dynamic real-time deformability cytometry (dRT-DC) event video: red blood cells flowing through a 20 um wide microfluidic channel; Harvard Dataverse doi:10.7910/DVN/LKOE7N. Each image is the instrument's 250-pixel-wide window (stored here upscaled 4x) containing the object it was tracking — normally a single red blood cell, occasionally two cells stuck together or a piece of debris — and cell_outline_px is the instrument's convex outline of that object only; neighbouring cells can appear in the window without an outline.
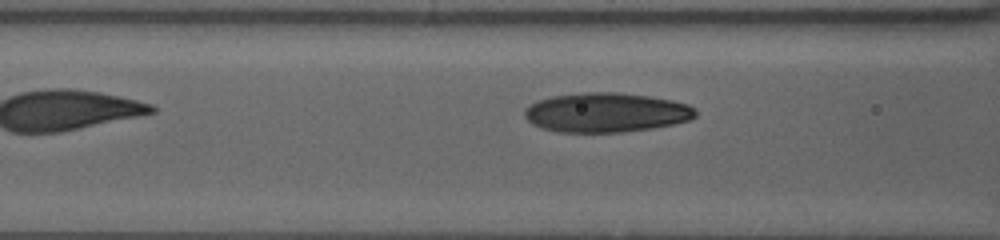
{"species": "human", "species_latin": "Homo sapiens", "temperature_condition": "warm", "stored_images_in_passage": 14, "segment_of_instrument_passage": [2, 2], "camera_frame_rate_fps": 3000, "um_per_image_px": 0.085, "donor": {"sex": "female"}, "frame": {"image": 1, "passage_image": 14, "time_ms": 5.0, "image_size_px": [1000, 240], "cell_outline_px": [[696, 116], [688, 120], [672, 124], [652, 128], [620, 132], [556, 132], [532, 124], [524, 116], [524, 108], [536, 100], [552, 96], [588, 92], [620, 92], [648, 96], [672, 100], [688, 104], [696, 108]], "centroid_in_image_um": [51.5, 9.55], "position_along_channel_um": 115.1, "area_um2": 39.36}}